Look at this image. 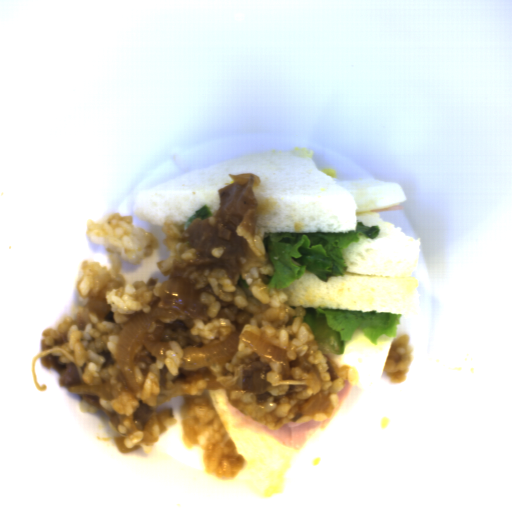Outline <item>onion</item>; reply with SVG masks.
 <instances>
[{"instance_id":"3","label":"onion","mask_w":512,"mask_h":512,"mask_svg":"<svg viewBox=\"0 0 512 512\" xmlns=\"http://www.w3.org/2000/svg\"><path fill=\"white\" fill-rule=\"evenodd\" d=\"M160 293L172 309L188 318H200L207 307L198 300L197 291L178 277L161 283Z\"/></svg>"},{"instance_id":"9","label":"onion","mask_w":512,"mask_h":512,"mask_svg":"<svg viewBox=\"0 0 512 512\" xmlns=\"http://www.w3.org/2000/svg\"><path fill=\"white\" fill-rule=\"evenodd\" d=\"M124 438H125V436H120V437H117V438H113L115 443H116L118 451H120L122 453H127V452H130V451L139 449L141 447V446H138V445H134L132 447H126L125 444H124Z\"/></svg>"},{"instance_id":"5","label":"onion","mask_w":512,"mask_h":512,"mask_svg":"<svg viewBox=\"0 0 512 512\" xmlns=\"http://www.w3.org/2000/svg\"><path fill=\"white\" fill-rule=\"evenodd\" d=\"M330 403L328 395L316 393L307 398L295 411V417L291 420L297 421L303 415H313L317 412H325Z\"/></svg>"},{"instance_id":"8","label":"onion","mask_w":512,"mask_h":512,"mask_svg":"<svg viewBox=\"0 0 512 512\" xmlns=\"http://www.w3.org/2000/svg\"><path fill=\"white\" fill-rule=\"evenodd\" d=\"M83 307L89 312L96 313L98 319H100L101 321L107 317L110 311V305L107 304L105 301H102L97 298L91 299Z\"/></svg>"},{"instance_id":"2","label":"onion","mask_w":512,"mask_h":512,"mask_svg":"<svg viewBox=\"0 0 512 512\" xmlns=\"http://www.w3.org/2000/svg\"><path fill=\"white\" fill-rule=\"evenodd\" d=\"M239 342V333L231 332L221 341L201 345L184 346L180 366L183 370L215 365L233 360Z\"/></svg>"},{"instance_id":"7","label":"onion","mask_w":512,"mask_h":512,"mask_svg":"<svg viewBox=\"0 0 512 512\" xmlns=\"http://www.w3.org/2000/svg\"><path fill=\"white\" fill-rule=\"evenodd\" d=\"M299 366L307 372L305 382L309 388L317 389L323 382L318 367L310 362L305 356L299 357Z\"/></svg>"},{"instance_id":"1","label":"onion","mask_w":512,"mask_h":512,"mask_svg":"<svg viewBox=\"0 0 512 512\" xmlns=\"http://www.w3.org/2000/svg\"><path fill=\"white\" fill-rule=\"evenodd\" d=\"M159 319H172L170 313L155 308L149 313H138L122 328L116 343V359L121 375L131 392L139 390L133 370V354L138 345H143L160 361H165L166 351H170L168 342L150 340L146 337L148 329Z\"/></svg>"},{"instance_id":"4","label":"onion","mask_w":512,"mask_h":512,"mask_svg":"<svg viewBox=\"0 0 512 512\" xmlns=\"http://www.w3.org/2000/svg\"><path fill=\"white\" fill-rule=\"evenodd\" d=\"M250 351L261 358L273 361L280 365L285 377L289 376L291 363L286 350L281 349L250 331L242 333L239 339Z\"/></svg>"},{"instance_id":"6","label":"onion","mask_w":512,"mask_h":512,"mask_svg":"<svg viewBox=\"0 0 512 512\" xmlns=\"http://www.w3.org/2000/svg\"><path fill=\"white\" fill-rule=\"evenodd\" d=\"M68 391L78 396L81 395H94L102 398L103 400H112L113 395L110 391L96 384H73L69 387Z\"/></svg>"}]
</instances>
